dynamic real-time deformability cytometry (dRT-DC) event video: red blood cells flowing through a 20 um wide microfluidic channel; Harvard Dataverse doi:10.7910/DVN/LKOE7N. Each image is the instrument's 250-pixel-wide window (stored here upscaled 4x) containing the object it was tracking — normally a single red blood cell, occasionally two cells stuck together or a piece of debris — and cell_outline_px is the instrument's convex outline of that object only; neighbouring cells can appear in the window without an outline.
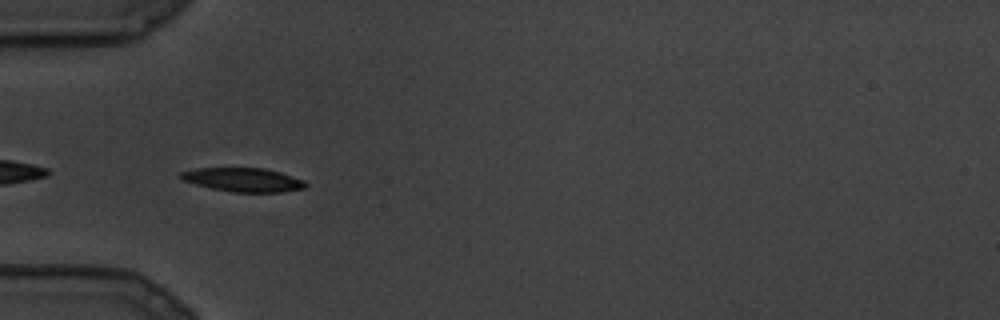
{"species": "common noctule bat (a hibernating species)", "species_latin": "Nyctalus noctula", "temperature_condition": "cold", "stored_images_in_passage": 12, "segment_of_instrument_passage": [2, 2], "camera_frame_rate_fps": 3000, "um_per_image_px": 0.085, "animal": {"sex": "male", "body_mass_g": 19.5, "forearm_length_mm": 54.6}, "frame": {"image": 1, "passage_image": 9, "time_ms": 2.667, "image_size_px": [1000, 320], "cell_outline_px": [[308, 188], [280, 192], [232, 192], [212, 188], [196, 184], [184, 180], [180, 176], [180, 172], [196, 168], [264, 168], [280, 172], [304, 180], [308, 184]], "centroid_in_image_um": [20.73, 15.28], "position_along_channel_um": 64.3, "area_um2": 17.28}}
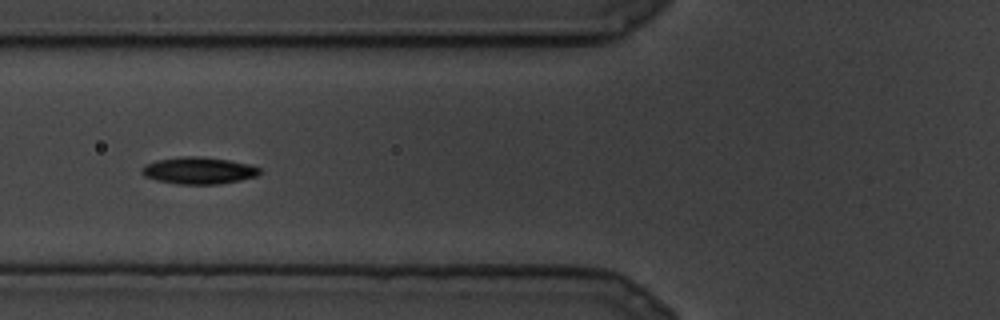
{"frame": {"image": 2, "passage_image": 11, "time_ms": 3.333, "image_size_px": [1000, 320], "cell_outline_px": [[260, 172], [256, 176], [240, 180], [216, 184], [180, 184], [156, 180], [144, 176], [140, 172], [140, 168], [144, 164], [156, 160], [180, 156], [196, 156], [228, 160], [252, 164], [260, 168]], "centroid_in_image_um": [16.84, 14.49], "position_along_channel_um": 109.0, "area_um2": 18.55}}